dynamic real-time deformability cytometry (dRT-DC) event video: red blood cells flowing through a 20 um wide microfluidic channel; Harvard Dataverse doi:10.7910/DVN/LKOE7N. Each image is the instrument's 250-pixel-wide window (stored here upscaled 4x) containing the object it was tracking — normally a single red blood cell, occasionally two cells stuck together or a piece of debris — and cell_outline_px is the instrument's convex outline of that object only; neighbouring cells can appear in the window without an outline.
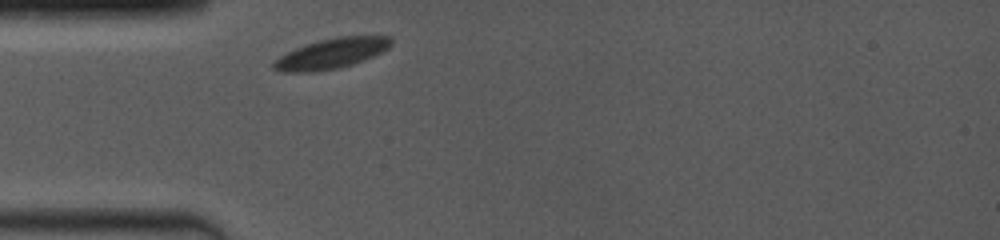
{"species": "common noctule bat (a hibernating species)", "species_latin": "Nyctalus noctula", "temperature_condition": "room temperature", "stored_images_in_passage": 42, "camera_frame_rate_fps": 4000, "um_per_image_px": 0.085, "animal": {"sex": "female", "body_mass_g": 19.0, "forearm_length_mm": 53.3}, "frame": {"image": 1, "passage_image": 1, "time_ms": 0.0, "image_size_px": [1000, 240], "cell_outline_px": [[392, 44], [388, 48], [364, 60], [352, 64], [336, 68], [316, 72], [280, 72], [272, 68], [272, 60], [304, 44], [336, 36], [392, 36]], "centroid_in_image_um": [28.13, 4.55], "position_along_channel_um": 56.9, "area_um2": 20.75}}
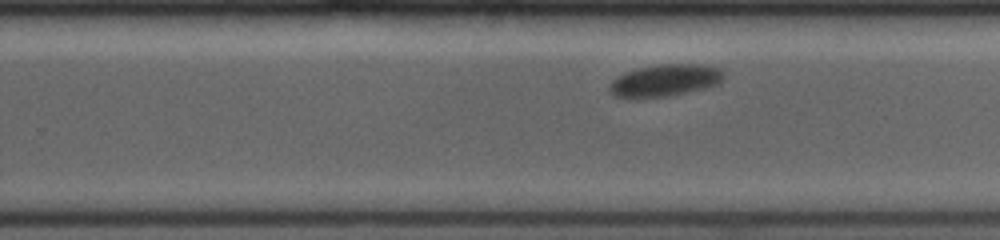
{"frame": {"image": 2, "passage_image": 25, "time_ms": 6.0, "image_size_px": [1000, 240], "cell_outline_px": [[724, 76], [720, 84], [704, 88], [668, 96], [612, 96], [608, 88], [612, 80], [616, 76], [624, 72], [636, 68], [660, 64], [704, 64], [720, 68], [724, 72]], "centroid_in_image_um": [56.55, 6.8], "position_along_channel_um": 273.2, "area_um2": 21.21}}
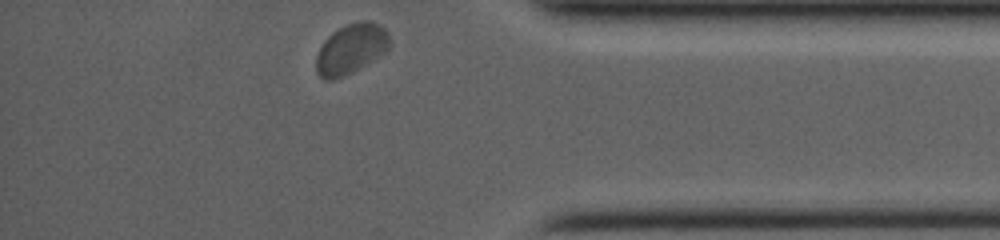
{"frame": {"image": 3, "passage_image": 42, "time_ms": 9.75, "image_size_px": [1000, 240], "cell_outline_px": [[392, 44], [388, 52], [332, 80], [324, 80], [316, 72], [316, 56], [324, 40], [332, 32], [348, 24], [360, 20], [372, 20], [380, 24], [388, 32], [392, 40]], "centroid_in_image_um": [29.89, 4.1], "position_along_channel_um": 405.3, "area_um2": 21.44}, "authors_computed_cell_mechanics": {"area_um2": 21.4438, "velocity_mm_per_s": 3.709, "shape_relaxation_time_tau1_ms": 1.0641, "shape_relaxation_time_tau2_ms": null, "deformation_change_tau1": 0.0413, "deformation_change_tau2": null}}